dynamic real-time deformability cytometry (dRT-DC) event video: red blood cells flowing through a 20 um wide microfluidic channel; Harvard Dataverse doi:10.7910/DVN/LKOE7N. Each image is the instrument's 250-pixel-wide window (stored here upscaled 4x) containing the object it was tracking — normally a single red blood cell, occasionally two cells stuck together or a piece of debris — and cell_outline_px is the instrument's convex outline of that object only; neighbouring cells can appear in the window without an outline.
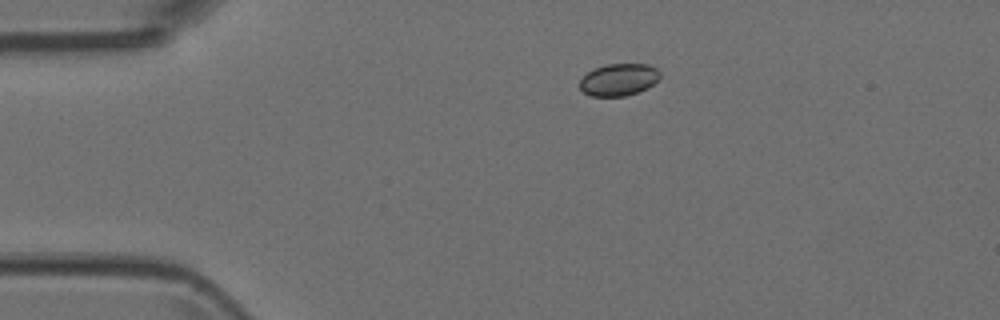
{"species": "Egyptian fruit bat (a non-hibernating species)", "species_latin": "Rousettus aegyptiacus", "temperature_condition": "room temperature", "stored_images_in_passage": 3, "camera_frame_rate_fps": 3000, "um_per_image_px": 0.085, "animal": {"sex": "female"}, "frame": {"image": 1, "passage_image": 1, "time_ms": 0.0, "image_size_px": [1000, 320], "cell_outline_px": [[660, 80], [648, 88], [624, 96], [588, 96], [580, 88], [580, 80], [588, 72], [596, 68], [608, 64], [648, 64], [656, 68], [660, 72]], "centroid_in_image_um": [52.63, 6.77], "position_along_channel_um": 32.4, "area_um2": 15.03}}
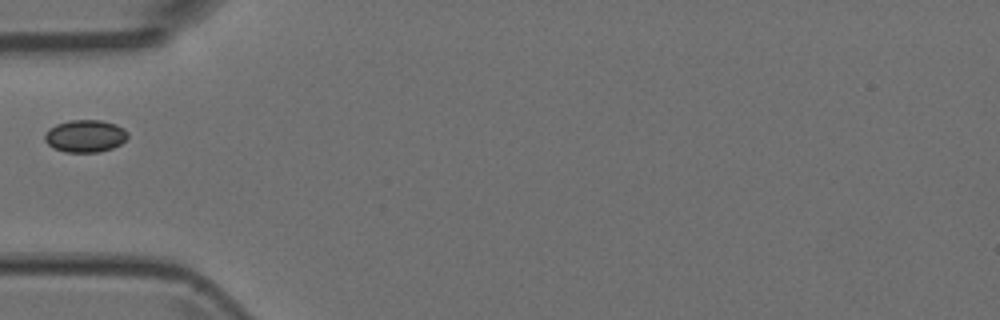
{"frame": {"image": 2, "passage_image": 3, "time_ms": 0.667, "image_size_px": [1000, 320], "cell_outline_px": [[128, 136], [120, 144], [112, 148], [96, 152], [64, 152], [52, 148], [44, 140], [44, 136], [48, 128], [56, 124], [68, 120], [100, 120], [116, 124], [124, 128], [128, 132]], "centroid_in_image_um": [7.21, 11.55], "position_along_channel_um": 77.8, "area_um2": 15.78}}